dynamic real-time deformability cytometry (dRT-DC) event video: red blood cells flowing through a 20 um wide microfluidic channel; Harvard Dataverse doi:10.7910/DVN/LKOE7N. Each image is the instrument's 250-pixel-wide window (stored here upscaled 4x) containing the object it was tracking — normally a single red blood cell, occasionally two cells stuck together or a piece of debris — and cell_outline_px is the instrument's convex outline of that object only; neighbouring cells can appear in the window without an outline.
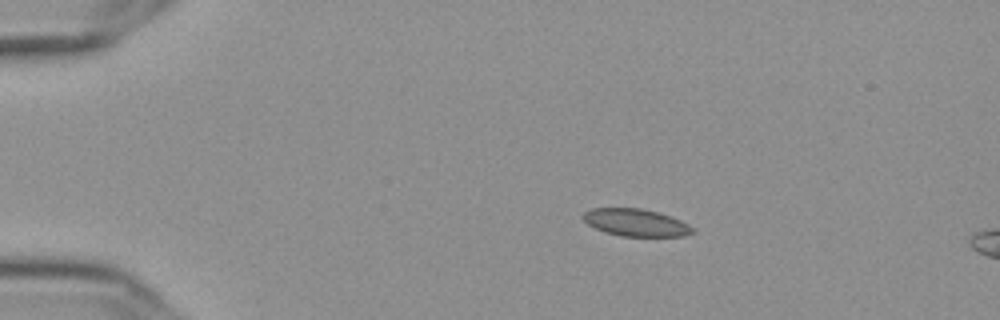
{"species": "Egyptian fruit bat (a non-hibernating species)", "species_latin": "Rousettus aegyptiacus", "temperature_condition": "cold", "stored_images_in_passage": 9, "camera_frame_rate_fps": 3000, "um_per_image_px": 0.085, "frame": {"image": 1, "passage_image": 1, "time_ms": 0.0, "image_size_px": [1000, 320], "cell_outline_px": [[696, 232], [684, 236], [620, 236], [596, 228], [588, 224], [580, 216], [584, 212], [592, 208], [640, 208], [672, 216], [696, 228]], "centroid_in_image_um": [54.08, 18.91], "position_along_channel_um": 30.9, "area_um2": 17.46}}